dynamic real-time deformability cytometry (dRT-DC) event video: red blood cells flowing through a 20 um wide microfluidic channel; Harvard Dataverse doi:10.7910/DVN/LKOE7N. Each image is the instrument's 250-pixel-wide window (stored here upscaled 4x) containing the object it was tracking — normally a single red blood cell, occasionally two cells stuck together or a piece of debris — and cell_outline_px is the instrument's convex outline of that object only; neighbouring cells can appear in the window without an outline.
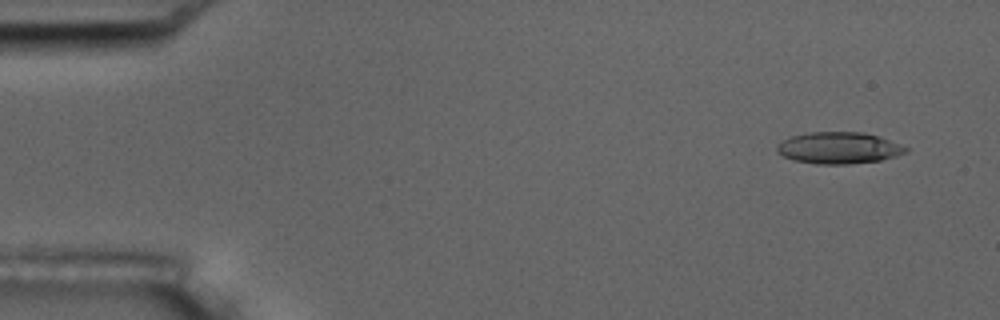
{"species": "common noctule bat (a hibernating species)", "species_latin": "Nyctalus noctula", "temperature_condition": "room temperature", "stored_images_in_passage": 4, "camera_frame_rate_fps": 3000, "um_per_image_px": 0.085, "animal": {"sex": "male", "body_mass_g": 17.5, "forearm_length_mm": 52.3}, "frame": {"image": 1, "passage_image": 1, "time_ms": 0.0, "image_size_px": [1000, 320], "cell_outline_px": [[908, 152], [896, 156], [880, 160], [848, 164], [816, 164], [792, 160], [776, 152], [776, 144], [792, 136], [812, 132], [864, 132], [880, 136], [908, 148]], "centroid_in_image_um": [71.29, 12.57], "position_along_channel_um": 13.7, "area_um2": 23.76}}